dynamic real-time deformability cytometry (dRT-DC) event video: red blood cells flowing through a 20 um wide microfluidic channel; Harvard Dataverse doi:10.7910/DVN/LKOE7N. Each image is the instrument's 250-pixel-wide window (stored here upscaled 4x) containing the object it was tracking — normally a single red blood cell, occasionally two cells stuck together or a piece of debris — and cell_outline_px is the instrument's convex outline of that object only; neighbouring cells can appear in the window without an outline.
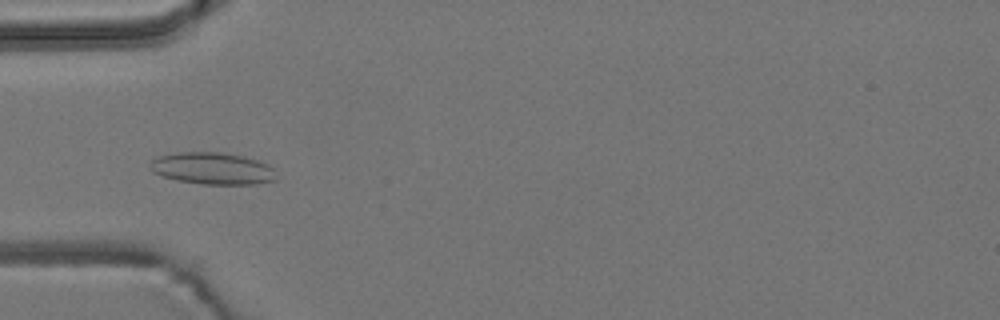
{"species": "common noctule bat (a hibernating species)", "species_latin": "Nyctalus noctula", "temperature_condition": "room temperature", "stored_images_in_passage": 4, "camera_frame_rate_fps": 3000, "um_per_image_px": 0.085, "animal": {"sex": "male", "body_mass_g": 19.2, "forearm_length_mm": 51.8}, "frame": {"image": 1, "passage_image": 2, "time_ms": 0.333, "image_size_px": [1000, 320], "cell_outline_px": [[276, 180], [256, 184], [204, 184], [176, 180], [152, 172], [148, 168], [148, 164], [156, 156], [176, 152], [220, 152], [244, 156], [268, 164], [272, 168]], "centroid_in_image_um": [18.01, 14.31], "position_along_channel_um": 67.0, "area_um2": 23.58}}